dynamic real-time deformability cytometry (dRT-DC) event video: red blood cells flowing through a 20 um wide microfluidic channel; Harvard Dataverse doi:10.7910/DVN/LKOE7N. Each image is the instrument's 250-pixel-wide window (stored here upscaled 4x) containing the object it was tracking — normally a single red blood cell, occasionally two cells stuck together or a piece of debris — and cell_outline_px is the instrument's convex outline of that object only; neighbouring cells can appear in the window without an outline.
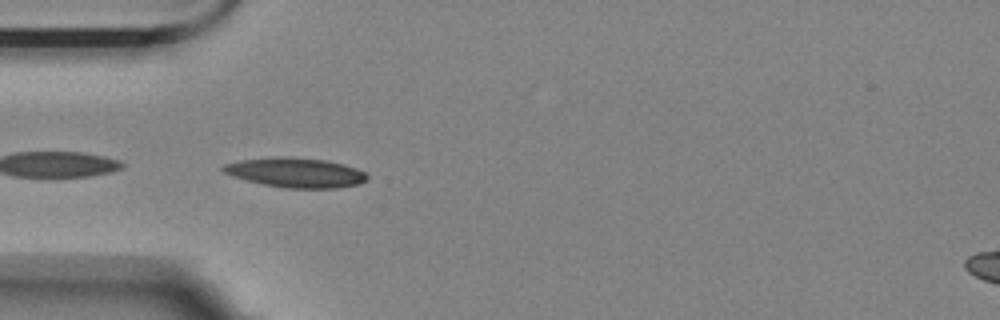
{"species": "Egyptian fruit bat (a non-hibernating species)", "species_latin": "Rousettus aegyptiacus", "temperature_condition": "room temperature", "stored_images_in_passage": 23, "camera_frame_rate_fps": 3000, "um_per_image_px": 0.085, "animal": {"sex": "female"}, "frame": {"image": 1, "passage_image": 1, "time_ms": 0.0, "image_size_px": [1000, 320], "cell_outline_px": [[368, 180], [360, 184], [336, 188], [288, 188], [264, 184], [232, 176], [224, 172], [220, 168], [224, 164], [240, 160], [276, 156], [292, 156], [324, 160], [344, 164], [356, 168], [364, 172], [368, 176]], "centroid_in_image_um": [25.15, 14.66], "position_along_channel_um": 59.9, "area_um2": 24.97}}
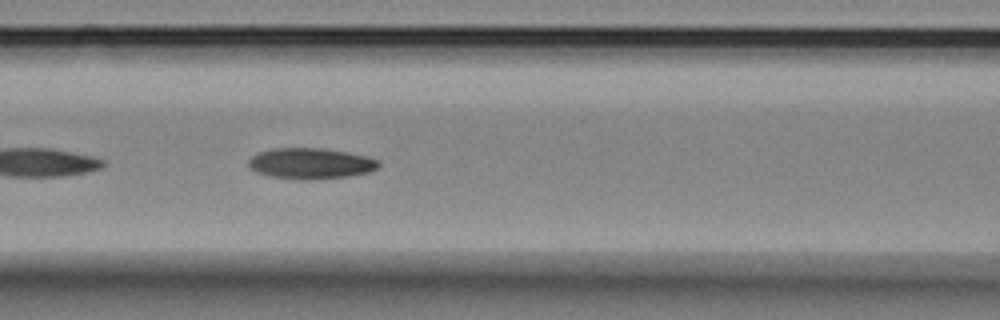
{"frame": {"image": 2, "passage_image": 8, "time_ms": 2.333, "image_size_px": [1000, 320], "cell_outline_px": [[380, 168], [368, 172], [348, 176], [312, 180], [296, 180], [272, 176], [256, 172], [248, 164], [248, 160], [252, 156], [260, 152], [272, 148], [324, 148], [368, 156], [380, 160]], "centroid_in_image_um": [26.45, 13.9], "position_along_channel_um": 140.2, "area_um2": 23.58}}
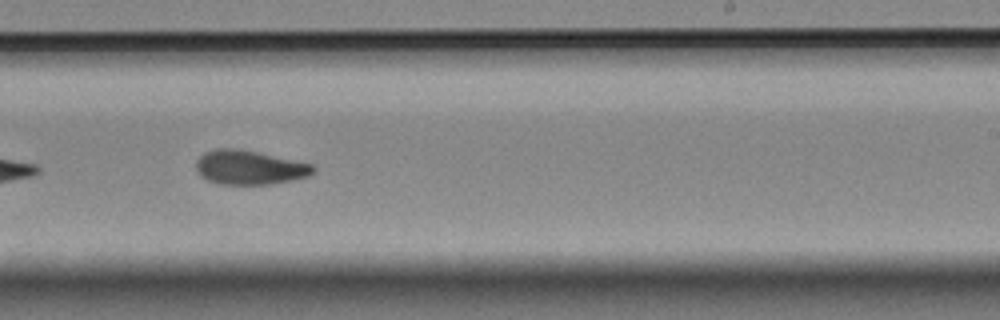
{"frame": {"image": 3, "passage_image": 19, "time_ms": 6.0, "image_size_px": [1000, 320], "cell_outline_px": [[316, 172], [308, 176], [292, 180], [272, 184], [220, 184], [208, 180], [200, 176], [196, 172], [196, 160], [204, 152], [216, 148], [232, 148], [256, 152], [312, 164], [316, 168]], "centroid_in_image_um": [21.18, 14.24], "position_along_channel_um": 267.8, "area_um2": 23.29}}